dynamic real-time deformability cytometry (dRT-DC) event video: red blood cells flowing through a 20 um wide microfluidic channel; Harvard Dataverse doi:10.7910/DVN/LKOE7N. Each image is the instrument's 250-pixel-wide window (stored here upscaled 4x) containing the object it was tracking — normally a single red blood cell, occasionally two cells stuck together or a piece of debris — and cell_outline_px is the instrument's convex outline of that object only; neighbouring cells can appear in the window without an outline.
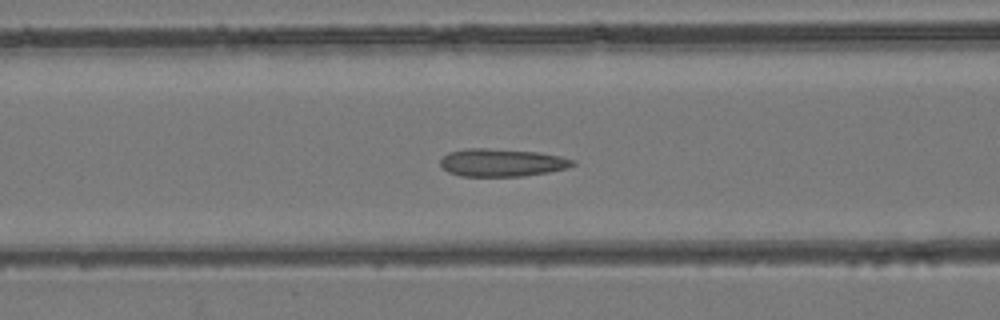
{"species": "common noctule bat (a hibernating species)", "species_latin": "Nyctalus noctula", "temperature_condition": "room temperature", "stored_images_in_passage": 46, "camera_frame_rate_fps": 3000, "um_per_image_px": 0.085, "animal": {"sex": "female", "body_mass_g": 24.6, "forearm_length_mm": 56.2}, "frame": {"image": 1, "passage_image": 16, "time_ms": 5.0, "image_size_px": [1000, 320], "cell_outline_px": [[576, 164], [568, 168], [548, 172], [524, 176], [460, 176], [448, 172], [440, 164], [440, 160], [448, 152], [464, 148], [488, 148], [540, 152], [560, 156], [576, 160]], "centroid_in_image_um": [42.67, 13.81], "position_along_channel_um": 123.9, "area_um2": 21.62}}
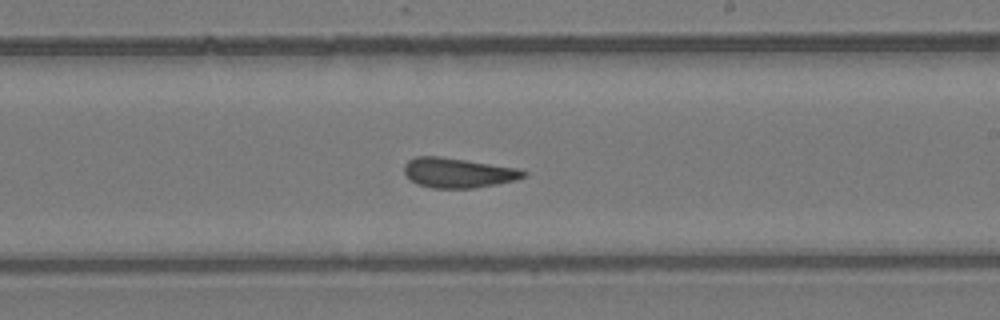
{"frame": {"image": 2, "passage_image": 25, "time_ms": 8.0, "image_size_px": [1000, 320], "cell_outline_px": [[528, 176], [516, 180], [476, 188], [432, 188], [416, 184], [404, 172], [404, 164], [408, 160], [416, 156], [440, 156], [516, 168], [528, 172]], "centroid_in_image_um": [38.94, 14.69], "position_along_channel_um": 250.1, "area_um2": 20.75}}
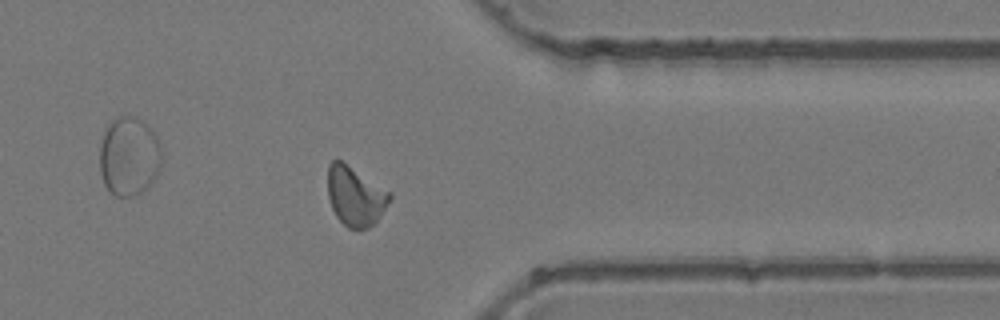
{"frame": {"image": 3, "passage_image": 35, "time_ms": 11.333, "image_size_px": [1000, 320], "cell_outline_px": [[392, 196], [380, 216], [368, 228], [348, 228], [336, 216], [332, 208], [328, 196], [328, 164], [332, 160], [340, 160], [392, 192]], "centroid_in_image_um": [30.2, 16.65], "position_along_channel_um": 381.2, "area_um2": 21.21}}